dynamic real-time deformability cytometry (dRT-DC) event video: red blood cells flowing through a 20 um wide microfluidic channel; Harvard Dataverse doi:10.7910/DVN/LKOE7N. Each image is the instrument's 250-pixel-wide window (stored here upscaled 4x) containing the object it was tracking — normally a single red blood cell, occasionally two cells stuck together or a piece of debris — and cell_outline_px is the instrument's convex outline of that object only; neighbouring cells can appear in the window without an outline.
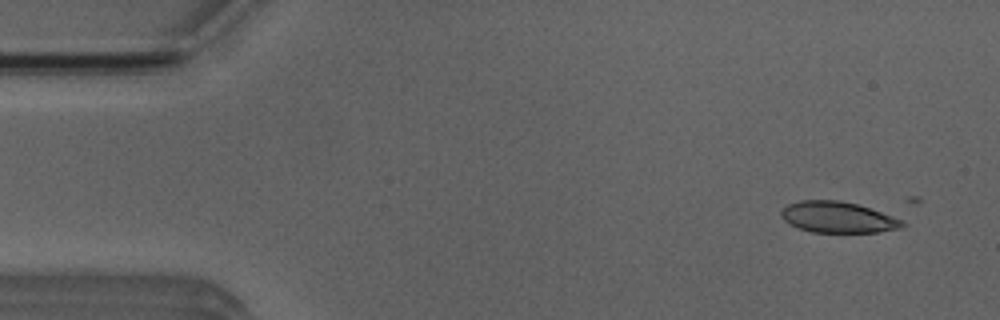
{"species": "Egyptian fruit bat (a non-hibernating species)", "species_latin": "Rousettus aegyptiacus", "temperature_condition": "room temperature", "stored_images_in_passage": 6, "camera_frame_rate_fps": 3000, "um_per_image_px": 0.085, "animal": {"sex": "male"}, "frame": {"image": 1, "passage_image": 1, "time_ms": 0.0, "image_size_px": [1000, 320], "cell_outline_px": [[908, 224], [900, 228], [876, 232], [812, 232], [788, 224], [780, 216], [780, 212], [788, 204], [800, 200], [840, 200], [856, 204], [904, 220]], "centroid_in_image_um": [71.2, 18.46], "position_along_channel_um": 13.8, "area_um2": 21.85}}